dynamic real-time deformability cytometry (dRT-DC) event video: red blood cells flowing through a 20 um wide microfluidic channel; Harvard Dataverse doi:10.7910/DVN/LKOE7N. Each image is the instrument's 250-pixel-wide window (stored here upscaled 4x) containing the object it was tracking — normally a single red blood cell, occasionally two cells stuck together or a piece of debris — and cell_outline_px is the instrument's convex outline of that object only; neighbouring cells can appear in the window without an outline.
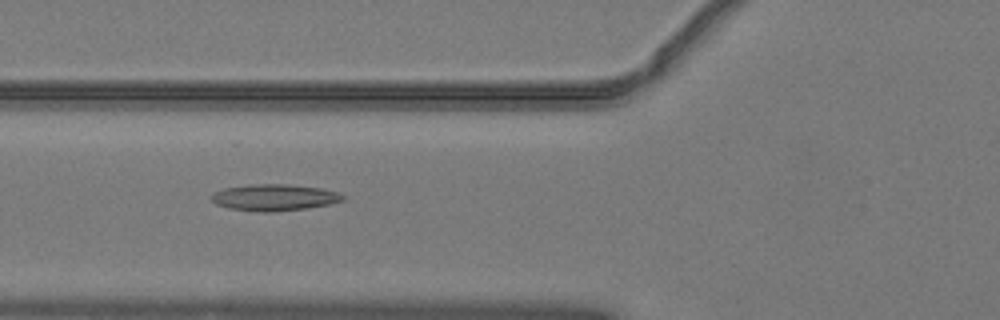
{"species": "common noctule bat (a hibernating species)", "species_latin": "Nyctalus noctula", "temperature_condition": "warm", "stored_images_in_passage": 51, "camera_frame_rate_fps": 3000, "um_per_image_px": 0.085, "animal": {"sex": "male", "body_mass_g": 19.2, "forearm_length_mm": 51.8}, "frame": {"image": 1, "passage_image": 20, "time_ms": 6.333, "image_size_px": [1000, 320], "cell_outline_px": [[344, 200], [332, 204], [304, 208], [268, 212], [264, 212], [228, 208], [216, 204], [212, 200], [212, 192], [224, 188], [248, 184], [288, 184], [320, 188], [336, 192], [344, 196]], "centroid_in_image_um": [23.29, 16.77], "position_along_channel_um": 102.5, "area_um2": 20.17}}
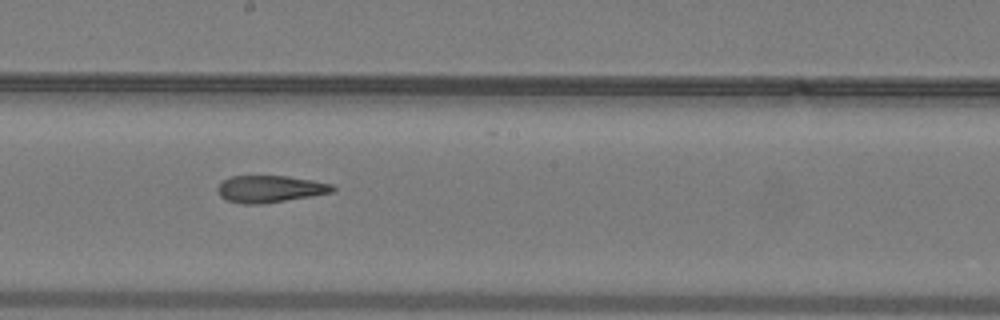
{"frame": {"image": 2, "passage_image": 29, "time_ms": 9.333, "image_size_px": [1000, 320], "cell_outline_px": [[336, 188], [332, 192], [312, 196], [256, 204], [244, 204], [224, 200], [220, 196], [216, 188], [224, 180], [232, 176], [288, 176], [312, 180], [332, 184]], "centroid_in_image_um": [22.93, 16.06], "position_along_channel_um": 225.3, "area_um2": 17.92}}
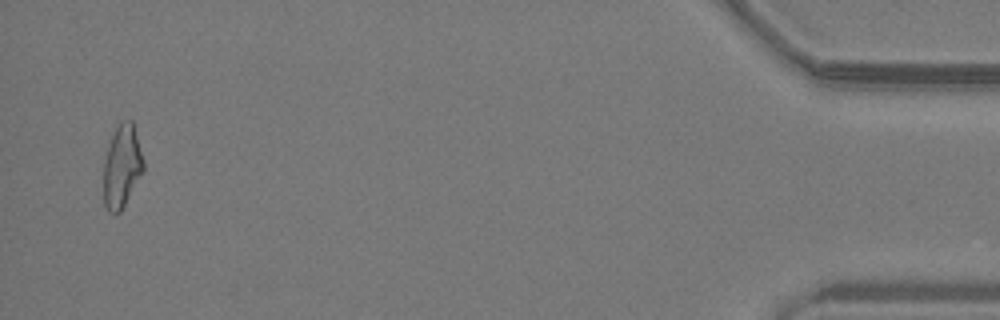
{"frame": {"image": 3, "passage_image": 50, "time_ms": 16.333, "image_size_px": [1000, 320], "cell_outline_px": [[144, 172], [120, 212], [108, 212], [104, 204], [104, 160], [108, 144], [120, 120], [132, 120], [144, 160]], "centroid_in_image_um": [10.37, 14.13], "position_along_channel_um": 424.8, "area_um2": 19.31}, "authors_computed_cell_mechanics": {"area_um2": 19.2474, "velocity_mm_per_s": 4.0761, "shape_relaxation_time_tau1_ms": null, "shape_relaxation_time_tau2_ms": 3.2302, "deformation_change_tau1": null, "deformation_change_tau2": 0.1346}}